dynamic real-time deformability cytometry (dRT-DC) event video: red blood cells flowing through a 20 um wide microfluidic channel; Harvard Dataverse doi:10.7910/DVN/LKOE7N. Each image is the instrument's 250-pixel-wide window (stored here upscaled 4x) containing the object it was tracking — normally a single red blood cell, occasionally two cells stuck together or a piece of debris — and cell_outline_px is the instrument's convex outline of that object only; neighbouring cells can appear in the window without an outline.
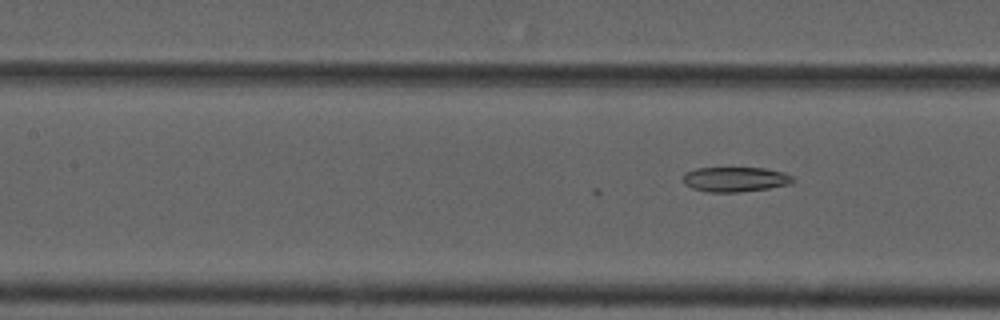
{"species": "common noctule bat (a hibernating species)", "species_latin": "Nyctalus noctula", "temperature_condition": "cold", "stored_images_in_passage": 55, "camera_frame_rate_fps": 3000, "um_per_image_px": 0.085, "animal": {"sex": "male", "forearm_length_mm": 52.5}, "frame": {"image": 1, "passage_image": 24, "time_ms": 7.667, "image_size_px": [1000, 320], "cell_outline_px": [[796, 180], [788, 184], [768, 188], [740, 192], [708, 192], [692, 188], [684, 184], [680, 176], [684, 172], [696, 168], [764, 168], [784, 172], [792, 176]], "centroid_in_image_um": [62.44, 15.24], "position_along_channel_um": 145.0, "area_um2": 16.07}}
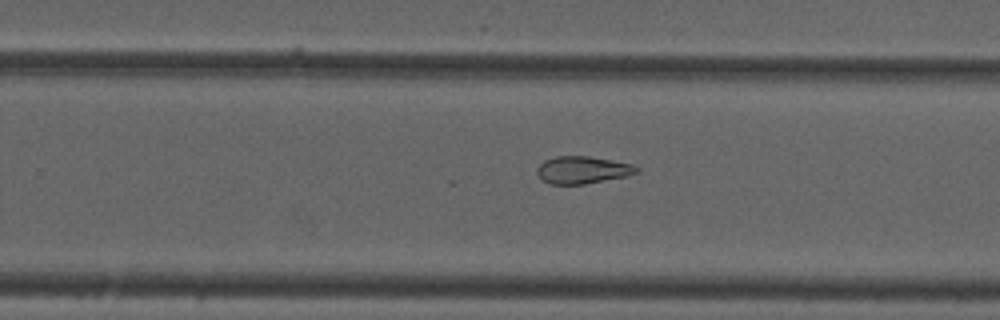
{"frame": {"image": 2, "passage_image": 35, "time_ms": 11.333, "image_size_px": [1000, 320], "cell_outline_px": [[640, 172], [628, 176], [584, 184], [552, 184], [544, 180], [536, 172], [536, 168], [544, 160], [556, 156], [588, 156], [612, 160], [632, 164], [640, 168]], "centroid_in_image_um": [49.55, 14.44], "position_along_channel_um": 280.2, "area_um2": 15.9}}
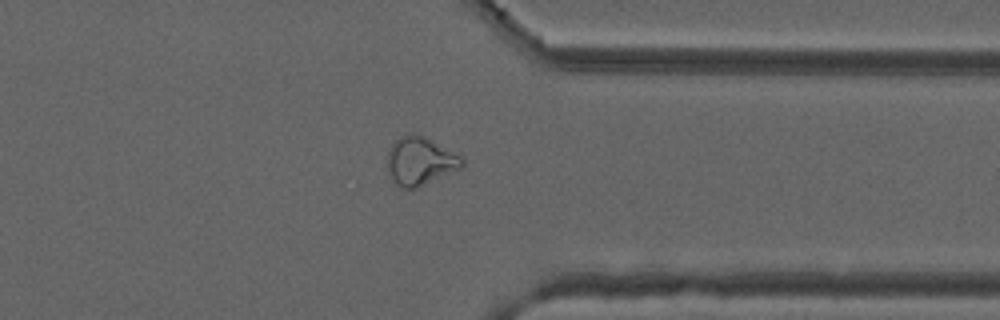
{"frame": {"image": 3, "passage_image": 43, "time_ms": 14.0, "image_size_px": [1000, 320], "cell_outline_px": [[464, 164], [460, 168], [416, 188], [400, 188], [392, 180], [388, 168], [388, 152], [392, 144], [400, 136], [412, 132], [424, 136], [464, 156]], "centroid_in_image_um": [35.73, 13.67], "position_along_channel_um": 375.7, "area_um2": 20.98}, "authors_computed_cell_mechanics": {"area_um2": 19.9988, "velocity_mm_per_s": 3.7019, "shape_relaxation_time_tau1_ms": null, "shape_relaxation_time_tau2_ms": 7.0192, "deformation_change_tau1": null, "deformation_change_tau2": 0.1414}}